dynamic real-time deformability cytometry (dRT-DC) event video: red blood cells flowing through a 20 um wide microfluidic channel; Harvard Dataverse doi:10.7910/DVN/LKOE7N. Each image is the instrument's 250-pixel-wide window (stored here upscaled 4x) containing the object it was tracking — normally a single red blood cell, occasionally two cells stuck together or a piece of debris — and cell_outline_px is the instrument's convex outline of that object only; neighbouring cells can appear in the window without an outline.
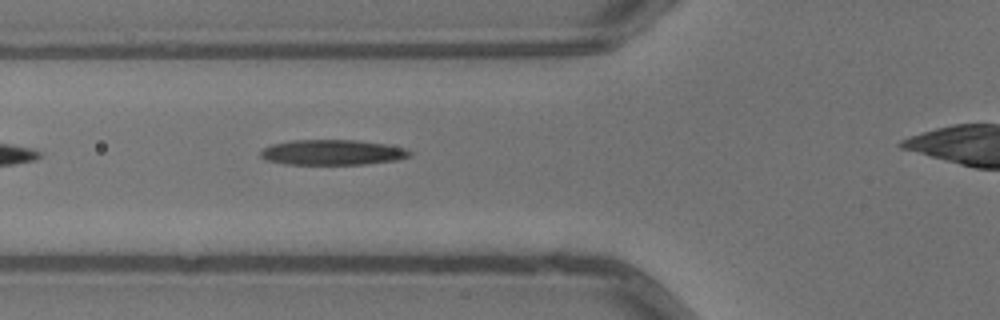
{"species": "common noctule bat (a hibernating species)", "species_latin": "Nyctalus noctula", "temperature_condition": "warm", "stored_images_in_passage": 4, "camera_frame_rate_fps": 3000, "um_per_image_px": 0.085, "animal": {"sex": "male", "body_mass_g": 13.3}, "frame": {"image": 1, "passage_image": 3, "time_ms": 0.667, "image_size_px": [1000, 320], "cell_outline_px": [[412, 152], [408, 156], [396, 160], [364, 164], [284, 164], [264, 160], [260, 156], [260, 152], [264, 148], [272, 144], [292, 140], [356, 140], [388, 144], [404, 148]], "centroid_in_image_um": [28.22, 12.95], "position_along_channel_um": 97.6, "area_um2": 21.96}}